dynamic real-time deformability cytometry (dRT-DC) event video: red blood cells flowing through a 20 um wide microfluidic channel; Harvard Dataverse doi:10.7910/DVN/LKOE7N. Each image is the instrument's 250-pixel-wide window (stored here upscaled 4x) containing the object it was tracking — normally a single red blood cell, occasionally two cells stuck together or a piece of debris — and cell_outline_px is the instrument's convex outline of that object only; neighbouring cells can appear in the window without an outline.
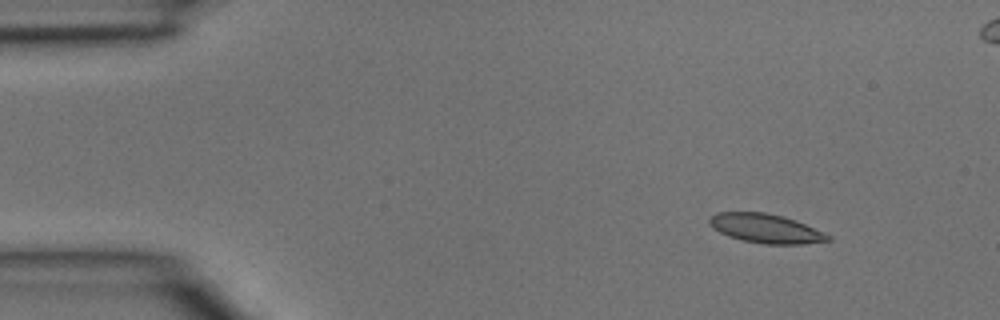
{"species": "common noctule bat (a hibernating species)", "species_latin": "Nyctalus noctula", "temperature_condition": "room temperature", "stored_images_in_passage": 3, "camera_frame_rate_fps": 3000, "um_per_image_px": 0.085, "animal": {"sex": "male", "body_mass_g": 15.6}, "frame": {"image": 1, "passage_image": 1, "time_ms": 0.0, "image_size_px": [1000, 320], "cell_outline_px": [[832, 240], [804, 244], [764, 244], [744, 240], [728, 236], [712, 228], [708, 224], [708, 216], [716, 212], [764, 212], [784, 216], [796, 220], [832, 236]], "centroid_in_image_um": [65.07, 19.41], "position_along_channel_um": 19.9, "area_um2": 20.29}}